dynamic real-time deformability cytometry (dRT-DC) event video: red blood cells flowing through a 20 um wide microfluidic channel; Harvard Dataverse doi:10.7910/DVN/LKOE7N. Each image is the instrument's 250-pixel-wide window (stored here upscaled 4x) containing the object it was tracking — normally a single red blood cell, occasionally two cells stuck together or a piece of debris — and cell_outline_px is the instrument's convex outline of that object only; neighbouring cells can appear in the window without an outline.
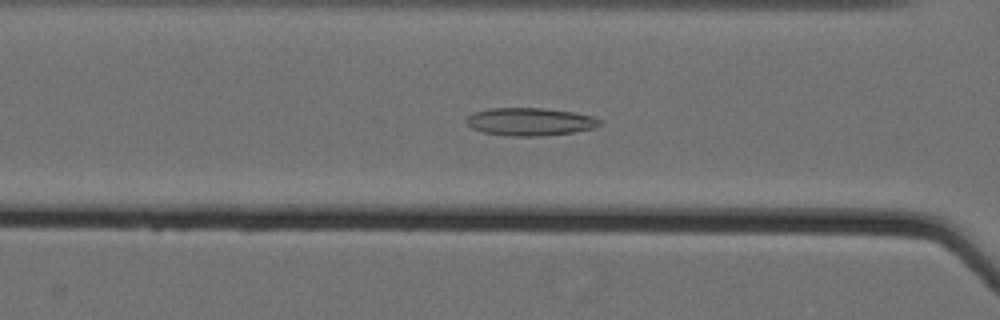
{"species": "Egyptian fruit bat (a non-hibernating species)", "species_latin": "Rousettus aegyptiacus", "temperature_condition": "cold", "stored_images_in_passage": 63, "camera_frame_rate_fps": 3000, "um_per_image_px": 0.085, "animal": {"sex": "female"}, "frame": {"image": 1, "passage_image": 31, "time_ms": 10.0, "image_size_px": [1000, 320], "cell_outline_px": [[604, 124], [592, 128], [576, 132], [540, 136], [508, 136], [484, 132], [472, 128], [464, 120], [472, 112], [492, 108], [544, 108], [572, 112], [592, 116], [604, 120]], "centroid_in_image_um": [45.08, 10.34], "position_along_channel_um": 121.5, "area_um2": 21.79}}
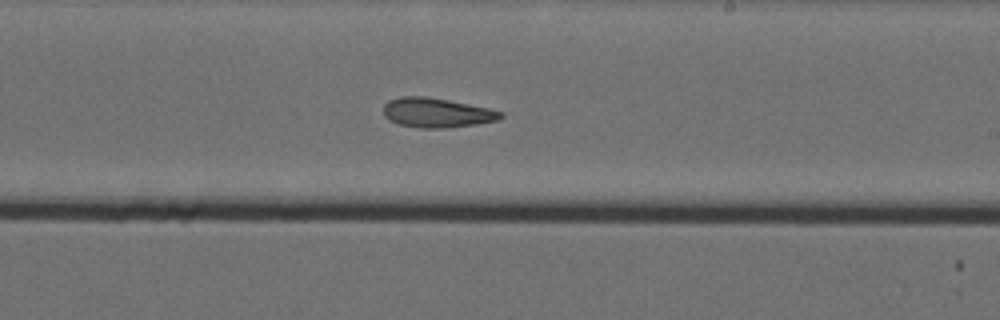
{"frame": {"image": 2, "passage_image": 42, "time_ms": 13.667, "image_size_px": [1000, 320], "cell_outline_px": [[504, 116], [500, 120], [476, 124], [444, 128], [420, 128], [396, 124], [388, 120], [384, 116], [384, 104], [388, 100], [400, 96], [428, 96], [488, 108], [504, 112]], "centroid_in_image_um": [37.1, 9.58], "position_along_channel_um": 251.9, "area_um2": 20.4}}
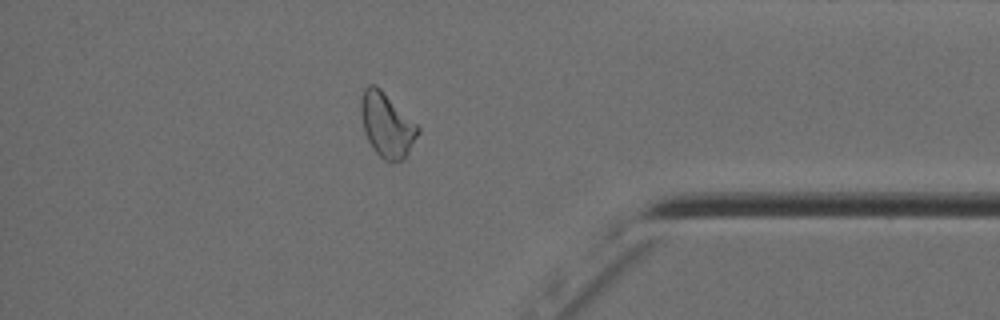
{"frame": {"image": 3, "passage_image": 56, "time_ms": 18.333, "image_size_px": [1000, 320], "cell_outline_px": [[420, 132], [404, 160], [384, 160], [372, 148], [364, 132], [360, 112], [360, 100], [364, 88], [368, 84], [376, 84], [420, 128]], "centroid_in_image_um": [32.86, 10.6], "position_along_channel_um": 402.3, "area_um2": 21.21}, "authors_computed_cell_mechanics": {"area_um2": 22.6576, "velocity_mm_per_s": 3.5512, "shape_relaxation_time_tau1_ms": null, "shape_relaxation_time_tau2_ms": 7.3926, "deformation_change_tau1": null, "deformation_change_tau2": 0.1663}}